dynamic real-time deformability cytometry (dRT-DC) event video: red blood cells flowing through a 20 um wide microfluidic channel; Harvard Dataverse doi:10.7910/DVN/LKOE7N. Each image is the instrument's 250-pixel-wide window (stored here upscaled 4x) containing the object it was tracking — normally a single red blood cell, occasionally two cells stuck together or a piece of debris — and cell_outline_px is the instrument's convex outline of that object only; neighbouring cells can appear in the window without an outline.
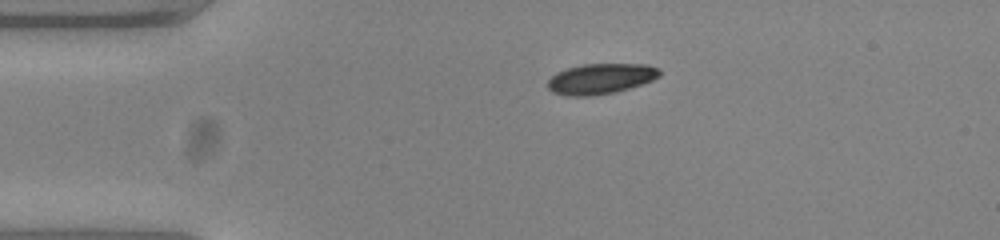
{"species": "common noctule bat (a hibernating species)", "species_latin": "Nyctalus noctula", "temperature_condition": "warm", "stored_images_in_passage": 44, "camera_frame_rate_fps": 3000, "um_per_image_px": 0.085, "animal": {"sex": "female", "body_mass_g": 23.0, "forearm_length_mm": 53.4}, "frame": {"image": 1, "passage_image": 1, "time_ms": 0.0, "image_size_px": [1000, 240], "cell_outline_px": [[660, 76], [652, 80], [616, 92], [592, 96], [564, 96], [552, 92], [548, 88], [548, 80], [556, 72], [568, 68], [584, 64], [648, 64], [660, 68]], "centroid_in_image_um": [51.05, 6.69], "position_along_channel_um": 34.0, "area_um2": 19.94}}
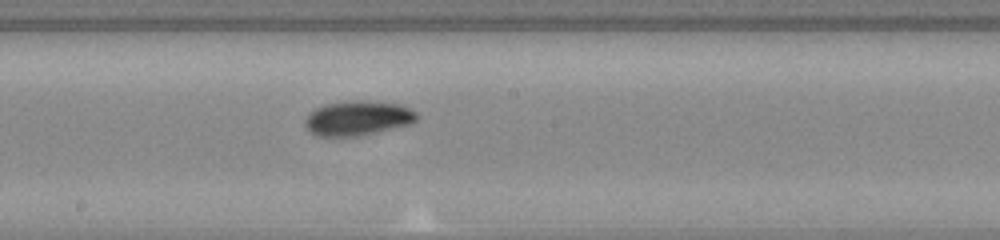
{"frame": {"image": 2, "passage_image": 19, "time_ms": 6.0, "image_size_px": [1000, 240], "cell_outline_px": [[420, 116], [416, 120], [408, 124], [392, 128], [356, 136], [316, 136], [308, 132], [304, 124], [304, 120], [308, 112], [324, 104], [356, 100], [360, 100], [400, 104], [416, 112]], "centroid_in_image_um": [30.35, 10.04], "position_along_channel_um": 217.9, "area_um2": 22.54}}
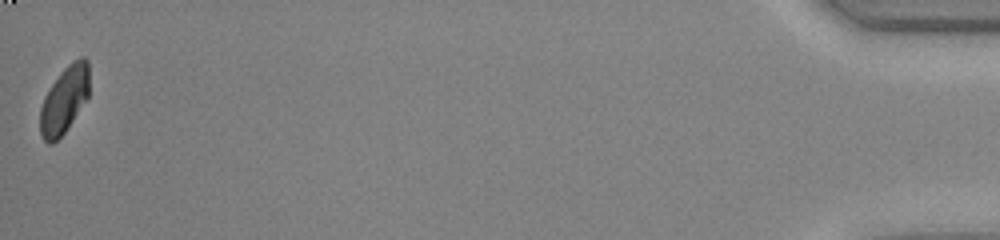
{"frame": {"image": 3, "passage_image": 44, "time_ms": 14.333, "image_size_px": [1000, 240], "cell_outline_px": [[88, 96], [64, 132], [52, 144], [48, 144], [44, 140], [40, 132], [40, 108], [44, 96], [60, 72], [72, 60], [80, 56], [84, 56], [88, 60]], "centroid_in_image_um": [5.45, 8.45], "position_along_channel_um": 429.8, "area_um2": 18.9}, "authors_computed_cell_mechanics": {"area_um2": 20.9236, "velocity_mm_per_s": 3.7515, "shape_relaxation_time_tau1_ms": 5.2694, "shape_relaxation_time_tau2_ms": 2.2796, "deformation_change_tau1": 0.1517, "deformation_change_tau2": 0.0434}}